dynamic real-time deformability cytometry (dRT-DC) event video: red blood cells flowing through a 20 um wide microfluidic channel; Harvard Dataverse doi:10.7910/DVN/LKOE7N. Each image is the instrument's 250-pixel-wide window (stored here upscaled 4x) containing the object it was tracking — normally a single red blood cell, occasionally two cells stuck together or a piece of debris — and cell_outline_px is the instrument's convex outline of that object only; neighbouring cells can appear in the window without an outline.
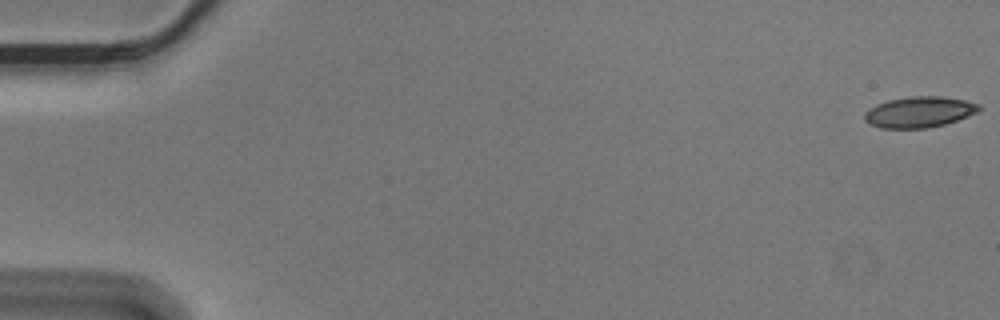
{"species": "Egyptian fruit bat (a non-hibernating species)", "species_latin": "Rousettus aegyptiacus", "temperature_condition": "cold", "stored_images_in_passage": 54, "camera_frame_rate_fps": 3000, "um_per_image_px": 0.085, "animal": {"sex": "male"}, "frame": {"image": 1, "passage_image": 1, "time_ms": 0.0, "image_size_px": [1000, 320], "cell_outline_px": [[980, 108], [976, 112], [968, 116], [944, 124], [928, 128], [880, 128], [868, 124], [864, 120], [864, 112], [876, 104], [888, 100], [908, 96], [940, 96], [964, 100], [980, 104]], "centroid_in_image_um": [78.09, 9.52], "position_along_channel_um": 6.9, "area_um2": 20.63}}
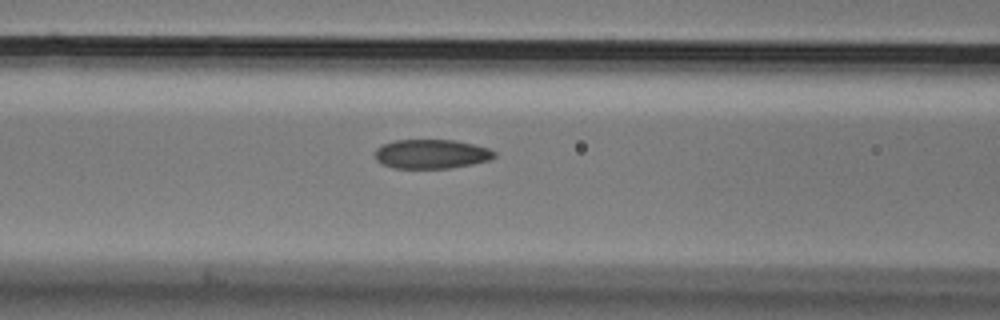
{"frame": {"image": 2, "passage_image": 24, "time_ms": 7.667, "image_size_px": [1000, 320], "cell_outline_px": [[496, 156], [488, 160], [472, 164], [452, 168], [392, 168], [380, 164], [376, 160], [376, 148], [384, 144], [396, 140], [452, 140], [472, 144], [488, 148], [496, 152]], "centroid_in_image_um": [36.65, 13.1], "position_along_channel_um": 129.9, "area_um2": 20.29}}
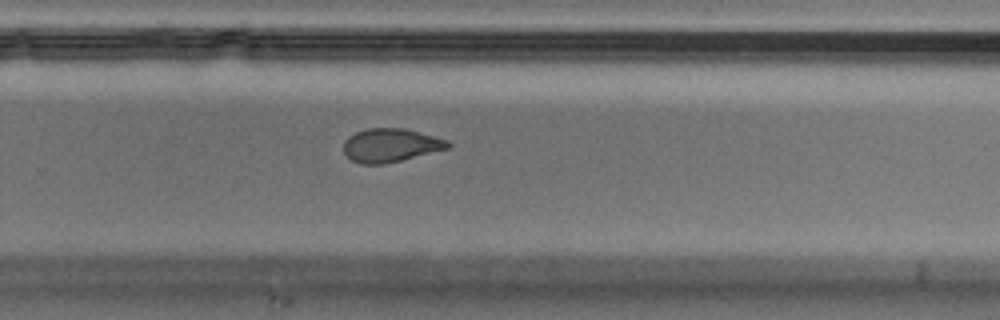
{"frame": {"image": 3, "passage_image": 38, "time_ms": 12.333, "image_size_px": [1000, 320], "cell_outline_px": [[452, 148], [384, 164], [360, 164], [352, 160], [344, 152], [344, 140], [348, 136], [356, 132], [368, 128], [404, 128], [420, 132], [448, 140], [452, 144]], "centroid_in_image_um": [33.23, 12.34], "position_along_channel_um": 296.6, "area_um2": 20.52}}